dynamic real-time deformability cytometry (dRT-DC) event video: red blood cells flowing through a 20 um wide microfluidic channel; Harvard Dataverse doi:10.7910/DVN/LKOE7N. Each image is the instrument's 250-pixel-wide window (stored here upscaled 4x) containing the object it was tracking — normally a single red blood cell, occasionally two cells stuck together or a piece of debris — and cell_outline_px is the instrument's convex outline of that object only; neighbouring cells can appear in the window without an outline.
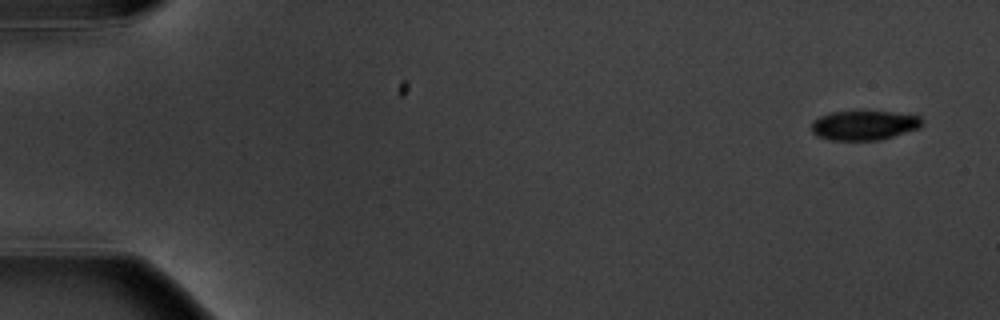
{"species": "common noctule bat (a hibernating species)", "species_latin": "Nyctalus noctula", "temperature_condition": "warm", "stored_images_in_passage": 5, "camera_frame_rate_fps": 3000, "um_per_image_px": 0.085, "animal": {"sex": "male", "body_mass_g": 20.1, "forearm_length_mm": 53.5}, "frame": {"image": 1, "passage_image": 1, "time_ms": 0.0, "image_size_px": [1000, 320], "cell_outline_px": [[920, 128], [880, 140], [828, 140], [816, 136], [812, 132], [812, 120], [820, 116], [832, 112], [892, 112], [920, 116]], "centroid_in_image_um": [73.4, 10.66], "position_along_channel_um": 11.6, "area_um2": 18.84}}
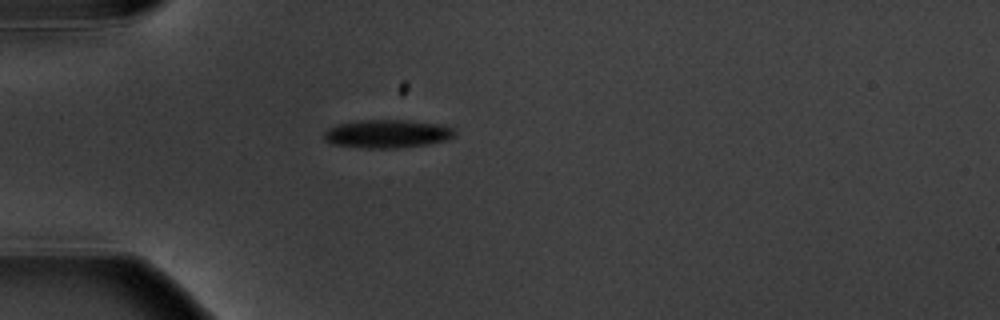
{"frame": {"image": 2, "passage_image": 5, "time_ms": 4.667, "image_size_px": [1000, 320], "cell_outline_px": [[456, 136], [448, 140], [428, 144], [396, 148], [368, 148], [332, 144], [324, 140], [324, 132], [328, 128], [340, 124], [360, 120], [404, 120], [448, 124], [456, 128]], "centroid_in_image_um": [33.02, 11.36], "position_along_channel_um": 52.0, "area_um2": 21.85}}